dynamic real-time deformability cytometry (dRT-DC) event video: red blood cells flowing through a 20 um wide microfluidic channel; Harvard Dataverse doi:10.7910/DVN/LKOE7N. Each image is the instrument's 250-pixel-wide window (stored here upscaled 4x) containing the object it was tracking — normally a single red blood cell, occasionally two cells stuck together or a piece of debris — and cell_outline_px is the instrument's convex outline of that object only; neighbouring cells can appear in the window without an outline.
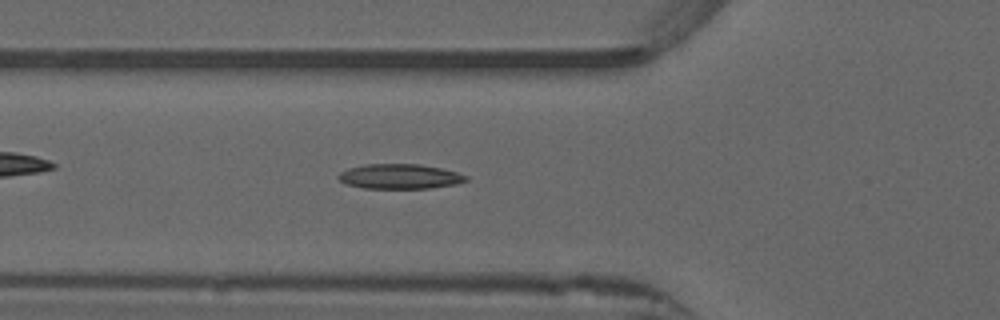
{"species": "common noctule bat (a hibernating species)", "species_latin": "Nyctalus noctula", "temperature_condition": "warm", "stored_images_in_passage": 37, "camera_frame_rate_fps": 3000, "um_per_image_px": 0.085, "animal": {"sex": "male", "forearm_length_mm": 52.5}, "frame": {"image": 1, "passage_image": 11, "time_ms": 3.333, "image_size_px": [1000, 320], "cell_outline_px": [[468, 180], [456, 184], [428, 188], [364, 188], [344, 184], [336, 176], [340, 172], [348, 168], [364, 164], [420, 164], [440, 168], [456, 172], [468, 176]], "centroid_in_image_um": [33.94, 14.99], "position_along_channel_um": 91.9, "area_um2": 18.5}}